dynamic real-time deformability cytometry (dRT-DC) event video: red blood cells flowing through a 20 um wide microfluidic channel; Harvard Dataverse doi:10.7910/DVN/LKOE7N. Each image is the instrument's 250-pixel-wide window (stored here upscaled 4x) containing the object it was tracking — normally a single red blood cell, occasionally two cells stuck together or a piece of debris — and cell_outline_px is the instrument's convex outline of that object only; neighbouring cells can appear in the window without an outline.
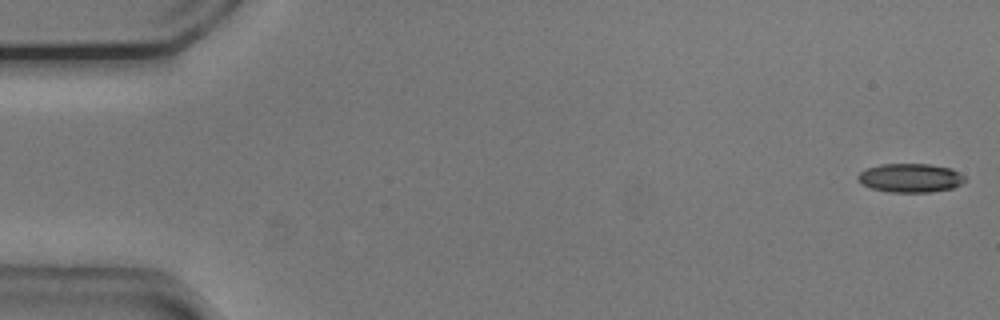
{"species": "common noctule bat (a hibernating species)", "species_latin": "Nyctalus noctula", "temperature_condition": "cold", "stored_images_in_passage": 15, "camera_frame_rate_fps": 3000, "um_per_image_px": 0.085, "animal": {"sex": "male", "body_mass_g": 20.5, "forearm_length_mm": 52.5}, "frame": {"image": 1, "passage_image": 1, "time_ms": 0.0, "image_size_px": [1000, 320], "cell_outline_px": [[968, 180], [952, 188], [932, 192], [888, 192], [872, 188], [856, 180], [856, 176], [860, 172], [868, 168], [880, 164], [928, 164], [952, 168], [964, 176]], "centroid_in_image_um": [77.39, 15.12], "position_along_channel_um": 7.6, "area_um2": 18.03}}
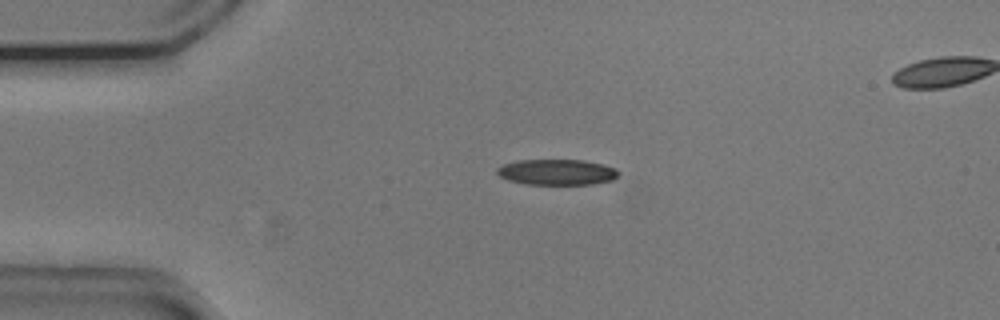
{"frame": {"image": 2, "passage_image": 12, "time_ms": 3.667, "image_size_px": [1000, 320], "cell_outline_px": [[620, 172], [612, 180], [592, 184], [524, 184], [508, 180], [500, 176], [496, 172], [496, 168], [500, 164], [516, 160], [584, 160], [604, 164], [616, 168]], "centroid_in_image_um": [47.3, 14.62], "position_along_channel_um": 37.7, "area_um2": 18.38}}